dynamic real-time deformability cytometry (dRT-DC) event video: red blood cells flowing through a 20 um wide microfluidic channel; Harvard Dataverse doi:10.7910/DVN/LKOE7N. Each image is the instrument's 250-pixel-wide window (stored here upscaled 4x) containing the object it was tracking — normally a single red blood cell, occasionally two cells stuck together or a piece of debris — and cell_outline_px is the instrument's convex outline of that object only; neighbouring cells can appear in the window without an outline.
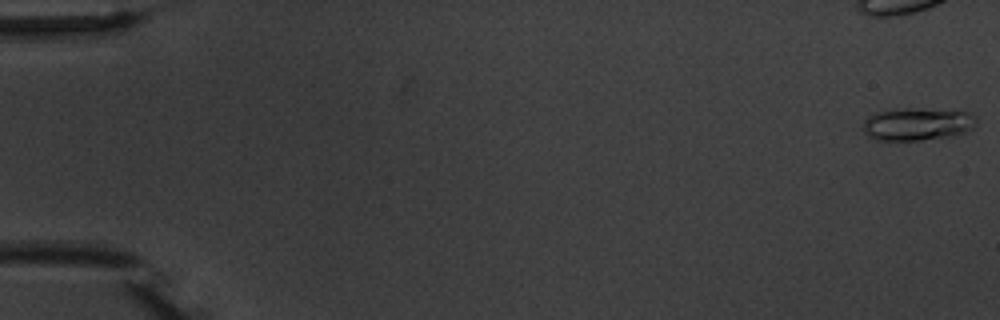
{"species": "common noctule bat (a hibernating species)", "species_latin": "Nyctalus noctula", "temperature_condition": "warm", "stored_images_in_passage": 5, "camera_frame_rate_fps": 3000, "um_per_image_px": 0.085, "animal": {"sex": "male", "body_mass_g": 20.1, "forearm_length_mm": 53.5}, "frame": {"image": 1, "passage_image": 1, "time_ms": 0.0, "image_size_px": [1000, 320], "cell_outline_px": [[976, 128], [968, 132], [952, 136], [920, 140], [876, 140], [868, 136], [864, 132], [864, 120], [868, 116], [876, 112], [904, 108], [908, 108], [968, 112], [976, 116]], "centroid_in_image_um": [78.01, 10.56], "position_along_channel_um": 7.0, "area_um2": 21.62}}